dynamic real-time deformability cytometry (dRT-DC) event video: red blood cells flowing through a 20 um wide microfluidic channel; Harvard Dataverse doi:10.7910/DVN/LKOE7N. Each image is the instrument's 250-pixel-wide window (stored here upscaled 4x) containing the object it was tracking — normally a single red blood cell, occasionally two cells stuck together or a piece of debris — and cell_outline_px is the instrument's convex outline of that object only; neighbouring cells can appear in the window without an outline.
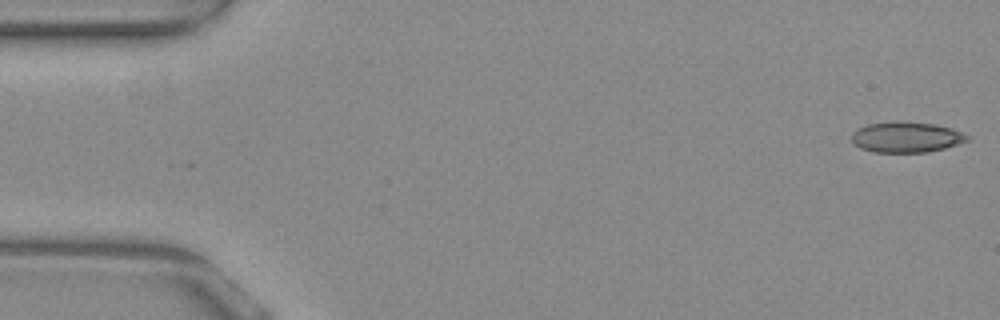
{"species": "common noctule bat (a hibernating species)", "species_latin": "Nyctalus noctula", "temperature_condition": "warm", "stored_images_in_passage": 11, "camera_frame_rate_fps": 3000, "um_per_image_px": 0.085, "animal": {"sex": "female", "body_mass_g": 29.2, "forearm_length_mm": 56.3}, "frame": {"image": 1, "passage_image": 1, "time_ms": 0.0, "image_size_px": [1000, 320], "cell_outline_px": [[972, 136], [968, 140], [944, 148], [928, 152], [872, 152], [860, 148], [852, 140], [852, 132], [856, 128], [868, 124], [932, 124], [952, 128]], "centroid_in_image_um": [77.05, 11.7], "position_along_channel_um": 7.9, "area_um2": 19.83}}